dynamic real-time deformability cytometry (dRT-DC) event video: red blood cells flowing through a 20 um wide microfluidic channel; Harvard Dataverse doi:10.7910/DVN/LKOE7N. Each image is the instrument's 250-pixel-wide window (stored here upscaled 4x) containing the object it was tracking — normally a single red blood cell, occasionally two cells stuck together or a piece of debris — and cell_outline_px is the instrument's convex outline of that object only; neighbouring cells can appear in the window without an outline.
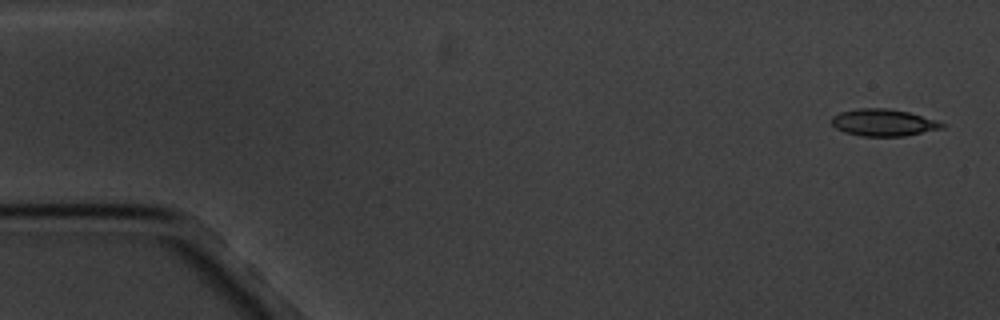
{"species": "common noctule bat (a hibernating species)", "species_latin": "Nyctalus noctula", "temperature_condition": "cold", "stored_images_in_passage": 5, "camera_frame_rate_fps": 3000, "um_per_image_px": 0.085, "animal": {"sex": "male", "body_mass_g": 20.1, "forearm_length_mm": 53.5}, "frame": {"image": 1, "passage_image": 1, "time_ms": 0.0, "image_size_px": [1000, 320], "cell_outline_px": [[948, 124], [944, 128], [904, 136], [860, 136], [844, 132], [836, 128], [832, 124], [832, 116], [840, 112], [856, 108], [884, 108], [908, 112], [936, 120]], "centroid_in_image_um": [75.1, 10.42], "position_along_channel_um": 9.9, "area_um2": 17.4}}
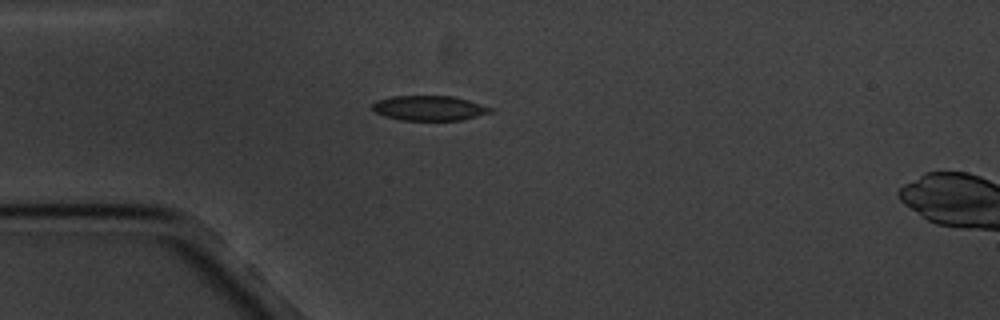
{"frame": {"image": 2, "passage_image": 4, "time_ms": 4.333, "image_size_px": [1000, 320], "cell_outline_px": [[496, 112], [460, 120], [400, 120], [384, 116], [376, 112], [372, 108], [372, 104], [376, 100], [392, 96], [452, 96], [468, 100], [496, 108]], "centroid_in_image_um": [36.54, 9.19], "position_along_channel_um": 48.5, "area_um2": 17.34}}